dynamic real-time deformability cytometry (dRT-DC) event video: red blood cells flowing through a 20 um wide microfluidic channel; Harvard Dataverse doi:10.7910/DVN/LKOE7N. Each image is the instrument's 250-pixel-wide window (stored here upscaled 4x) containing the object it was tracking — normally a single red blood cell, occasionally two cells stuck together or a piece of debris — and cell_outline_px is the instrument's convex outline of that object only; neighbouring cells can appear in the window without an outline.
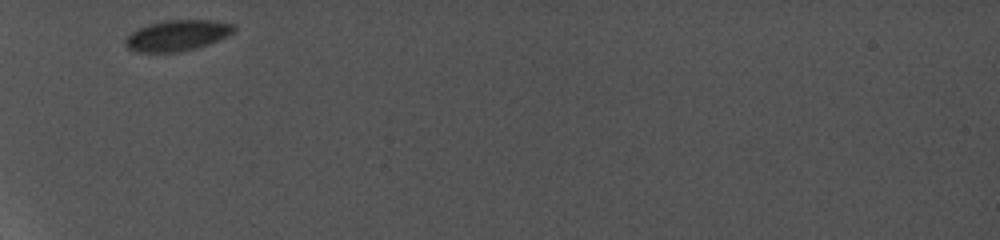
{"species": "common noctule bat (a hibernating species)", "species_latin": "Nyctalus noctula", "temperature_condition": "cold", "stored_images_in_passage": 2, "camera_frame_rate_fps": 5000, "um_per_image_px": 0.085, "animal": {"sex": "female", "body_mass_g": 19.0, "forearm_length_mm": 56.7}, "frame": {"image": 1, "passage_image": 1, "time_ms": 0.0, "image_size_px": [1000, 240], "cell_outline_px": [[236, 28], [228, 36], [208, 44], [196, 48], [180, 52], [136, 52], [128, 48], [124, 44], [124, 40], [136, 28], [148, 24], [164, 20], [212, 20], [232, 24]], "centroid_in_image_um": [15.03, 3.01], "position_along_channel_um": 70.0, "area_um2": 19.54}}